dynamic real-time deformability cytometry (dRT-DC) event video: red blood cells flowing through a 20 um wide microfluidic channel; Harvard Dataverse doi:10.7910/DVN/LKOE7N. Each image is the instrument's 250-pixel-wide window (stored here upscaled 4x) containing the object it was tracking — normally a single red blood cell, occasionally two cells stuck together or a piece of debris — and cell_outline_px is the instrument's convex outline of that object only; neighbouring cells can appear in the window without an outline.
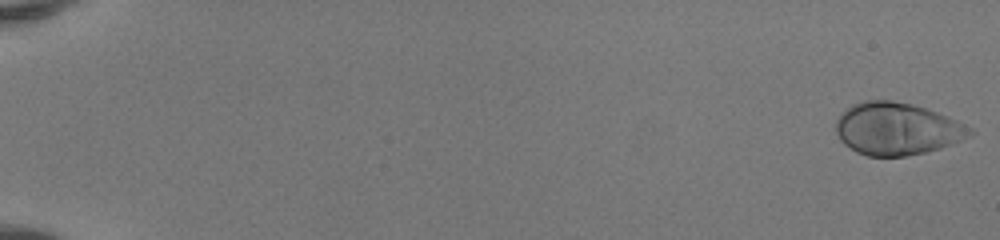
{"species": "human", "species_latin": "Homo sapiens", "temperature_condition": "room temperature", "stored_images_in_passage": 51, "camera_frame_rate_fps": 3000, "um_per_image_px": 0.085, "donor": {"sex": "female"}, "frame": {"image": 1, "passage_image": 1, "time_ms": 0.0, "image_size_px": [1000, 240], "cell_outline_px": [[976, 132], [960, 140], [940, 148], [908, 156], [868, 156], [856, 152], [844, 144], [840, 140], [836, 132], [836, 120], [852, 104], [864, 100], [892, 100], [912, 104], [948, 116], [972, 128]], "centroid_in_image_um": [76.23, 10.95], "position_along_channel_um": 8.8, "area_um2": 40.69}}
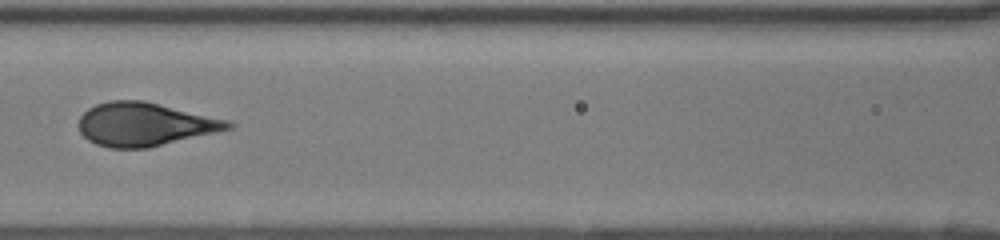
{"frame": {"image": 2, "passage_image": 26, "time_ms": 8.333, "image_size_px": [1000, 240], "cell_outline_px": [[236, 128], [148, 148], [108, 148], [96, 144], [88, 140], [80, 132], [80, 116], [88, 108], [96, 104], [108, 100], [140, 100], [228, 120], [236, 124]], "centroid_in_image_um": [12.32, 10.58], "position_along_channel_um": 154.3, "area_um2": 37.69}}
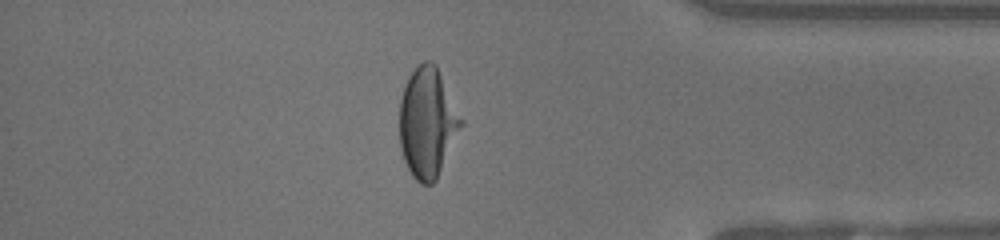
{"frame": {"image": 3, "passage_image": 45, "time_ms": 14.667, "image_size_px": [1000, 240], "cell_outline_px": [[464, 124], [436, 180], [432, 184], [420, 184], [412, 176], [404, 160], [400, 148], [400, 100], [404, 84], [408, 76], [424, 60], [432, 60], [436, 64], [464, 120]], "centroid_in_image_um": [36.35, 10.41], "position_along_channel_um": 398.8, "area_um2": 39.82}, "authors_computed_cell_mechanics": {"area_um2": 38.6104, "velocity_mm_per_s": 4.1528, "shape_relaxation_time_tau1_ms": 5.2618, "shape_relaxation_time_tau2_ms": null, "deformation_change_tau1": 0.2673, "deformation_change_tau2": null}}